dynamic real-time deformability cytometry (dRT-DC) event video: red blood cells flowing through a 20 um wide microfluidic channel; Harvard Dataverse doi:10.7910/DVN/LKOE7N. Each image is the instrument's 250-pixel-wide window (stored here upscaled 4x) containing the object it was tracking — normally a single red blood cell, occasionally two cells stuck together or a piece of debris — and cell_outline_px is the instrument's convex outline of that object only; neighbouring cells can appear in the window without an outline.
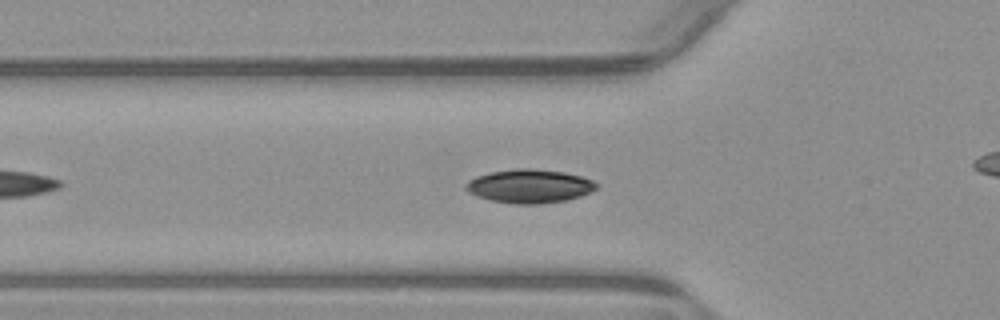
{"species": "common noctule bat (a hibernating species)", "species_latin": "Nyctalus noctula", "temperature_condition": "warm", "stored_images_in_passage": 42, "camera_frame_rate_fps": 3000, "um_per_image_px": 0.085, "animal": {"sex": "male", "body_mass_g": 23.1, "forearm_length_mm": 52.7}, "frame": {"image": 1, "passage_image": 9, "time_ms": 2.667, "image_size_px": [1000, 320], "cell_outline_px": [[600, 184], [592, 192], [580, 196], [564, 200], [540, 204], [516, 204], [492, 200], [476, 196], [468, 192], [464, 188], [464, 184], [468, 180], [476, 176], [492, 172], [516, 168], [528, 168], [564, 172], [580, 176], [592, 180]], "centroid_in_image_um": [44.99, 15.82], "position_along_channel_um": 80.8, "area_um2": 25.61}}
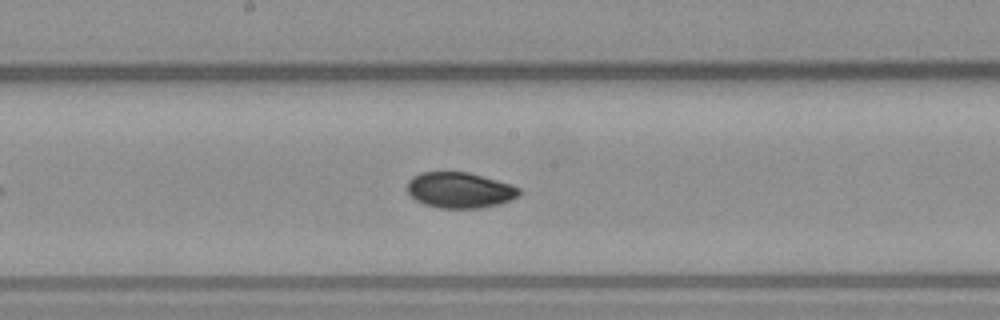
{"frame": {"image": 2, "passage_image": 19, "time_ms": 6.0, "image_size_px": [1000, 320], "cell_outline_px": [[520, 196], [500, 204], [484, 208], [440, 208], [424, 204], [416, 200], [408, 192], [408, 180], [412, 176], [420, 172], [468, 172], [496, 180], [520, 188]], "centroid_in_image_um": [39.08, 16.17], "position_along_channel_um": 209.1, "area_um2": 23.29}}
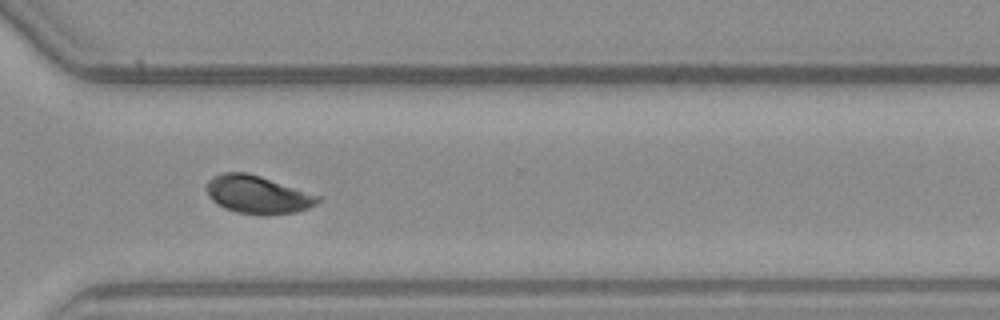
{"frame": {"image": 3, "passage_image": 30, "time_ms": 9.667, "image_size_px": [1000, 320], "cell_outline_px": [[320, 200], [316, 204], [308, 208], [296, 212], [268, 216], [264, 216], [236, 212], [224, 208], [212, 200], [208, 196], [204, 188], [208, 180], [212, 176], [224, 172], [248, 172], [320, 196]], "centroid_in_image_um": [21.85, 16.55], "position_along_channel_um": 348.7, "area_um2": 24.85}, "authors_computed_cell_mechanics": {"area_um2": 23.987, "velocity_mm_per_s": 3.8179, "shape_relaxation_time_tau1_ms": 2.0134, "shape_relaxation_time_tau2_ms": 3.2492, "deformation_change_tau1": 0.0764, "deformation_change_tau2": 0.0642}}